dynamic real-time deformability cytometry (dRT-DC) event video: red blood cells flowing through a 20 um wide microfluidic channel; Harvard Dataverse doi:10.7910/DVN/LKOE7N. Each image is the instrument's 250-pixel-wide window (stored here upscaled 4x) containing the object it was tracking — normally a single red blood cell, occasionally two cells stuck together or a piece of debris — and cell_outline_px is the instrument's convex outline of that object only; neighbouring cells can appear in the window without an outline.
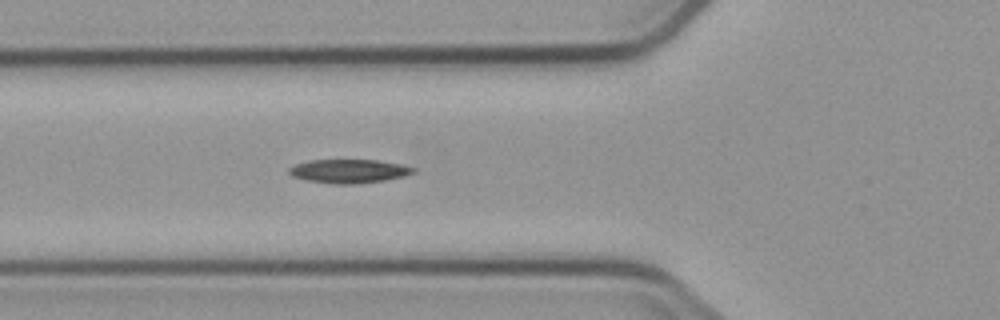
{"species": "common noctule bat (a hibernating species)", "species_latin": "Nyctalus noctula", "temperature_condition": "cold", "stored_images_in_passage": 6, "segment_of_instrument_passage": [1, 2], "camera_frame_rate_fps": 3000, "um_per_image_px": 0.085, "animal": {"sex": "male", "body_mass_g": 23.1, "forearm_length_mm": 52.7}, "frame": {"image": 1, "passage_image": 5, "time_ms": 5.333, "image_size_px": [1000, 320], "cell_outline_px": [[416, 172], [404, 176], [384, 180], [360, 184], [332, 184], [308, 180], [292, 176], [288, 172], [288, 168], [296, 164], [308, 160], [376, 160], [400, 164], [416, 168]], "centroid_in_image_um": [29.66, 14.55], "position_along_channel_um": 96.1, "area_um2": 17.22}}